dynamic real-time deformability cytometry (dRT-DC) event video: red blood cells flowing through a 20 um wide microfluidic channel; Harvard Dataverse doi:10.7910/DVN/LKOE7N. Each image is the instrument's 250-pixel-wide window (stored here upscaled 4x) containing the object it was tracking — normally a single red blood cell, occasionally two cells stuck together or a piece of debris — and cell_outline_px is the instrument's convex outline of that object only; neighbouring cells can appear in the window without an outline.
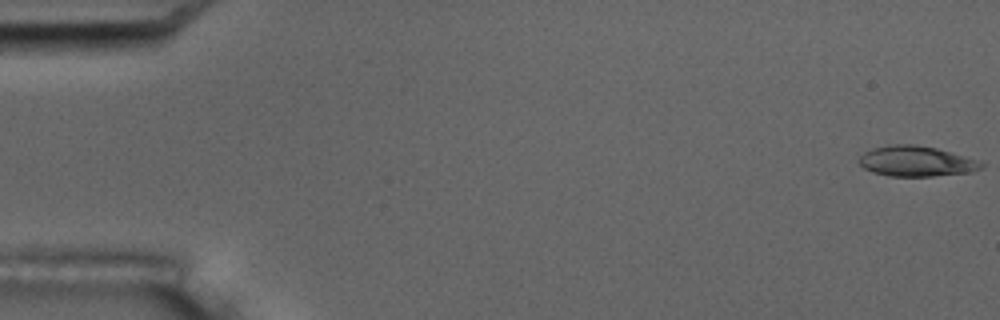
{"species": "common noctule bat (a hibernating species)", "species_latin": "Nyctalus noctula", "temperature_condition": "room temperature", "stored_images_in_passage": 6, "segment_of_instrument_passage": [2, 2], "camera_frame_rate_fps": 3000, "um_per_image_px": 0.085, "animal": {"sex": "male", "body_mass_g": 17.5, "forearm_length_mm": 52.3}, "frame": {"image": 1, "passage_image": 6, "time_ms": 5.667, "image_size_px": [1000, 320], "cell_outline_px": [[984, 168], [972, 172], [932, 176], [888, 176], [872, 172], [864, 168], [860, 164], [860, 156], [864, 152], [872, 148], [888, 144], [916, 144], [936, 148], [980, 160], [984, 164]], "centroid_in_image_um": [77.91, 13.7], "position_along_channel_um": 7.1, "area_um2": 21.85}}